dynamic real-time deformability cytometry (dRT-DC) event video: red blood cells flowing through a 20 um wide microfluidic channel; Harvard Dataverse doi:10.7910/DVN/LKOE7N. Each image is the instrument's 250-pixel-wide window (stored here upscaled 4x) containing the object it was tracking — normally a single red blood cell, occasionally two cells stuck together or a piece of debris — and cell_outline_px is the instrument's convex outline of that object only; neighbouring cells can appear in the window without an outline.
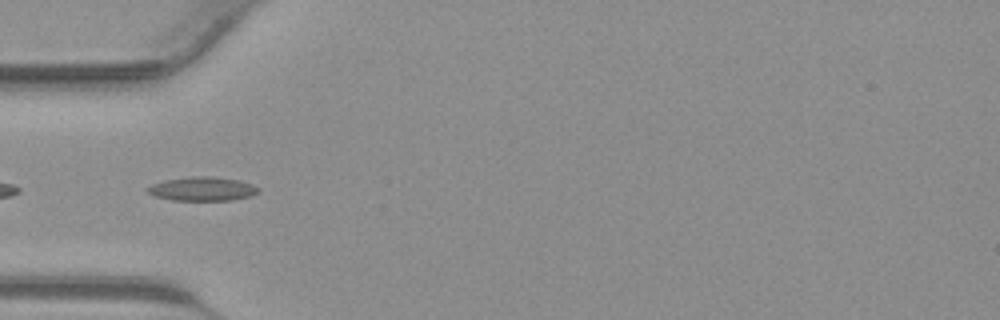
{"species": "common noctule bat (a hibernating species)", "species_latin": "Nyctalus noctula", "temperature_condition": "warm", "stored_images_in_passage": 30, "camera_frame_rate_fps": 3000, "um_per_image_px": 0.085, "animal": {"sex": "male", "body_mass_g": 23.1, "forearm_length_mm": 52.7}, "frame": {"image": 1, "passage_image": 1, "time_ms": 0.0, "image_size_px": [1000, 320], "cell_outline_px": [[260, 192], [252, 196], [232, 200], [172, 200], [156, 196], [148, 192], [148, 188], [152, 184], [168, 180], [192, 176], [208, 176], [240, 180], [252, 184], [260, 188]], "centroid_in_image_um": [17.29, 16.06], "position_along_channel_um": 67.7, "area_um2": 15.32}}
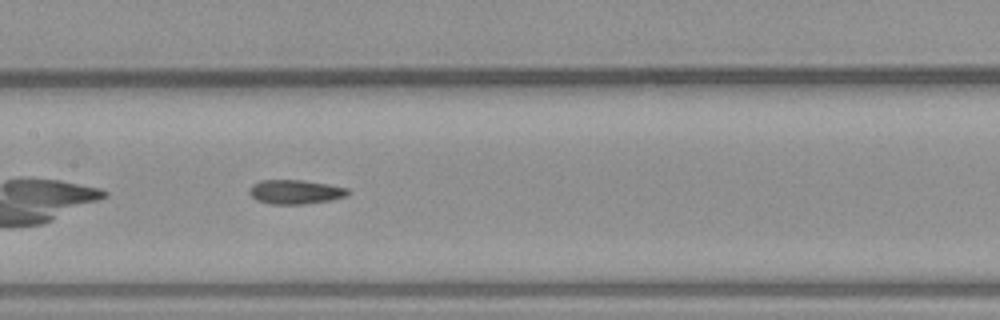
{"frame": {"image": 2, "passage_image": 8, "time_ms": 2.333, "image_size_px": [1000, 320], "cell_outline_px": [[352, 192], [348, 196], [328, 200], [304, 204], [272, 204], [256, 200], [248, 192], [252, 184], [260, 180], [304, 180], [328, 184], [348, 188]], "centroid_in_image_um": [25.12, 16.3], "position_along_channel_um": 182.3, "area_um2": 13.99}}
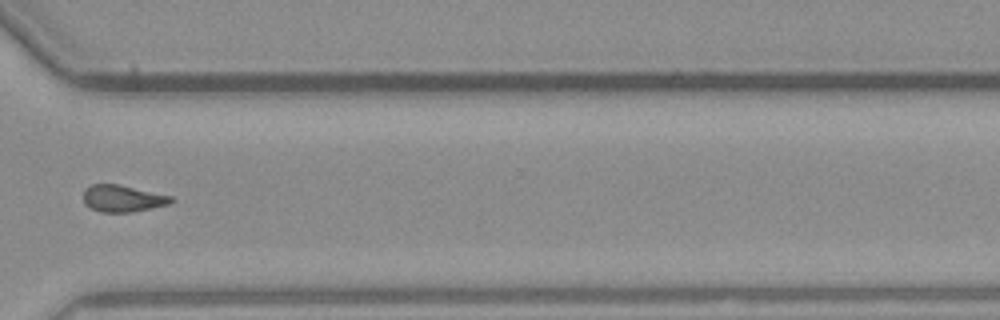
{"frame": {"image": 3, "passage_image": 19, "time_ms": 6.0, "image_size_px": [1000, 320], "cell_outline_px": [[176, 200], [172, 204], [132, 212], [100, 212], [84, 204], [84, 192], [92, 184], [120, 184], [172, 196]], "centroid_in_image_um": [10.49, 16.87], "position_along_channel_um": 360.1, "area_um2": 13.81}}